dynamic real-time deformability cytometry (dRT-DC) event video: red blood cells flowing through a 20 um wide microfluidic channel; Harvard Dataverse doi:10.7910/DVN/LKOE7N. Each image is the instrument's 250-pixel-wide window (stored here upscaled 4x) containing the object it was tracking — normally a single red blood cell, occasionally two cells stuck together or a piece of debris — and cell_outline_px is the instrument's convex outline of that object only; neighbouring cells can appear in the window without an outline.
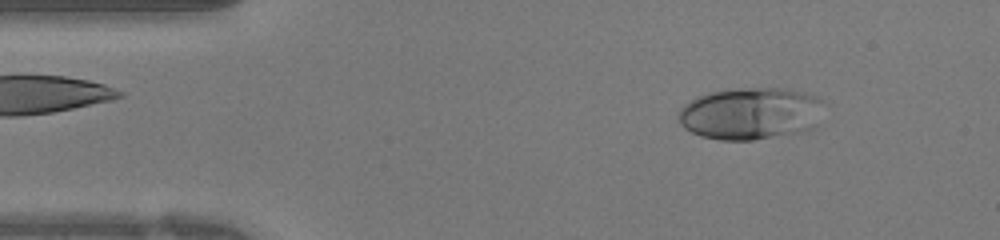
{"species": "human", "species_latin": "Homo sapiens", "temperature_condition": "warm", "stored_images_in_passage": 41, "camera_frame_rate_fps": 3000, "um_per_image_px": 0.085, "donor": {"sex": "female"}, "frame": {"image": 1, "passage_image": 5, "time_ms": 1.333, "image_size_px": [1000, 240], "cell_outline_px": [[820, 124], [816, 128], [804, 132], [752, 140], [720, 140], [700, 136], [684, 128], [680, 124], [676, 116], [680, 108], [684, 104], [696, 96], [708, 92], [740, 88], [780, 88], [800, 92], [816, 96], [820, 100]], "centroid_in_image_um": [63.77, 9.66], "position_along_channel_um": 21.2, "area_um2": 44.62}}
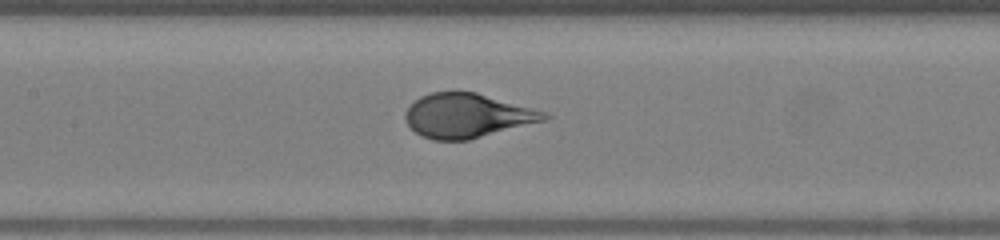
{"frame": {"image": 2, "passage_image": 18, "time_ms": 5.667, "image_size_px": [1000, 240], "cell_outline_px": [[552, 116], [548, 120], [468, 140], [432, 140], [420, 136], [408, 124], [404, 116], [408, 108], [420, 96], [432, 92], [476, 92], [532, 108], [544, 112]], "centroid_in_image_um": [39.73, 9.84], "position_along_channel_um": 167.7, "area_um2": 35.6}}
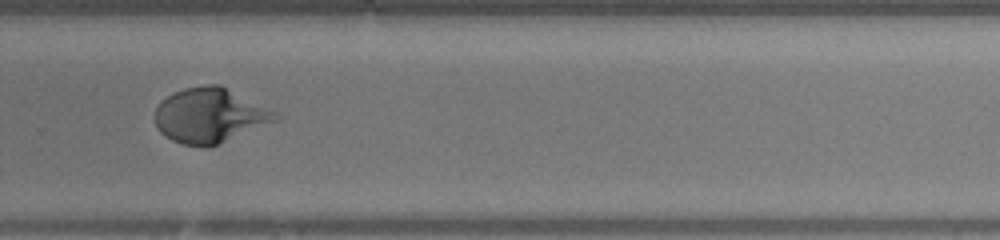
{"frame": {"image": 3, "passage_image": 27, "time_ms": 8.667, "image_size_px": [1000, 240], "cell_outline_px": [[280, 120], [212, 148], [204, 148], [180, 144], [164, 136], [160, 132], [156, 124], [156, 108], [160, 100], [184, 88], [200, 84], [220, 84], [280, 112]], "centroid_in_image_um": [17.91, 9.83], "position_along_channel_um": 311.9, "area_um2": 39.59}}